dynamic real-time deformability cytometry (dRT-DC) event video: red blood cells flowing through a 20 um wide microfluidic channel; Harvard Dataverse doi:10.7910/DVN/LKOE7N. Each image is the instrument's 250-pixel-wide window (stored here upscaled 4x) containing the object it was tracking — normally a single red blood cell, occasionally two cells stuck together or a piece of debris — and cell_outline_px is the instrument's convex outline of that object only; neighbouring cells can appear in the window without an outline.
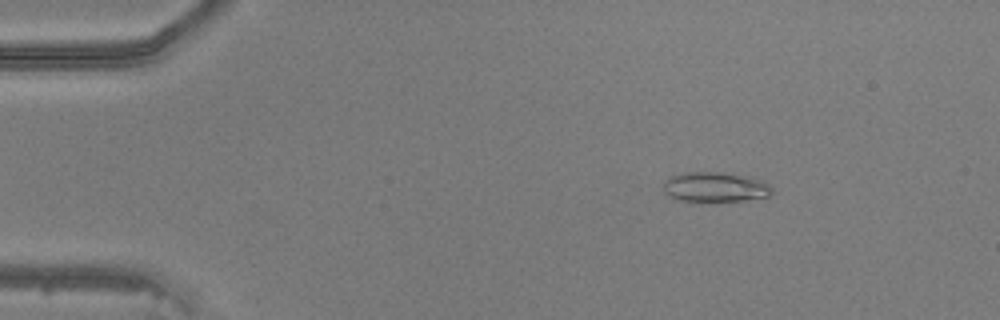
{"species": "common noctule bat (a hibernating species)", "species_latin": "Nyctalus noctula", "temperature_condition": "warm", "stored_images_in_passage": 19, "camera_frame_rate_fps": 3000, "um_per_image_px": 0.085, "animal": {"sex": "male", "body_mass_g": 20.5, "forearm_length_mm": 52.5}, "frame": {"image": 1, "passage_image": 8, "time_ms": 2.333, "image_size_px": [1000, 320], "cell_outline_px": [[772, 192], [768, 196], [744, 200], [712, 204], [692, 204], [672, 200], [664, 192], [664, 180], [672, 176], [684, 172], [720, 172], [748, 176], [760, 180], [768, 184], [772, 188]], "centroid_in_image_um": [60.7, 15.97], "position_along_channel_um": 24.3, "area_um2": 20.0}}
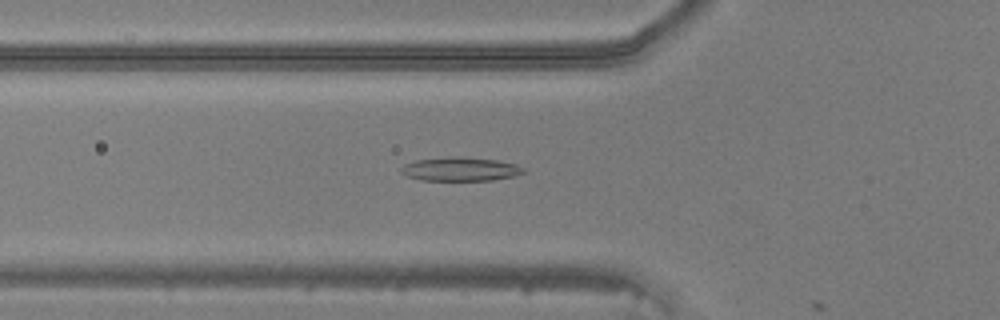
{"frame": {"image": 2, "passage_image": 18, "time_ms": 5.667, "image_size_px": [1000, 320], "cell_outline_px": [[524, 172], [512, 176], [492, 180], [420, 180], [408, 176], [400, 172], [400, 168], [404, 164], [416, 160], [448, 156], [460, 156], [496, 160], [516, 164], [524, 168]], "centroid_in_image_um": [39.09, 14.36], "position_along_channel_um": 86.7, "area_um2": 16.94}}